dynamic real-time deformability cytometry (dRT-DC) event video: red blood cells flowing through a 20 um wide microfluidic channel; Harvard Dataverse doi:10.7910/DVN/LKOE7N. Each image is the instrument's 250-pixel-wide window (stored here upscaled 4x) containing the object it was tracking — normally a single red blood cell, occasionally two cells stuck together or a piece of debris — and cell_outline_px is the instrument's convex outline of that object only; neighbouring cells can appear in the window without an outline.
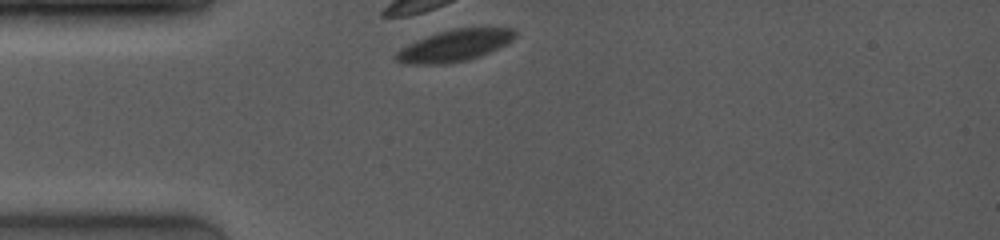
{"species": "common noctule bat (a hibernating species)", "species_latin": "Nyctalus noctula", "temperature_condition": "room temperature", "stored_images_in_passage": 3, "camera_frame_rate_fps": 4000, "um_per_image_px": 0.085, "animal": {"sex": "female", "body_mass_g": 19.0, "forearm_length_mm": 53.3}, "frame": {"image": 1, "passage_image": 1, "time_ms": 0.0, "image_size_px": [1000, 240], "cell_outline_px": [[516, 36], [508, 44], [480, 56], [468, 60], [448, 64], [404, 64], [396, 60], [396, 52], [400, 48], [416, 40], [452, 28], [512, 28], [516, 32]], "centroid_in_image_um": [38.65, 3.88], "position_along_channel_um": 46.4, "area_um2": 21.96}}